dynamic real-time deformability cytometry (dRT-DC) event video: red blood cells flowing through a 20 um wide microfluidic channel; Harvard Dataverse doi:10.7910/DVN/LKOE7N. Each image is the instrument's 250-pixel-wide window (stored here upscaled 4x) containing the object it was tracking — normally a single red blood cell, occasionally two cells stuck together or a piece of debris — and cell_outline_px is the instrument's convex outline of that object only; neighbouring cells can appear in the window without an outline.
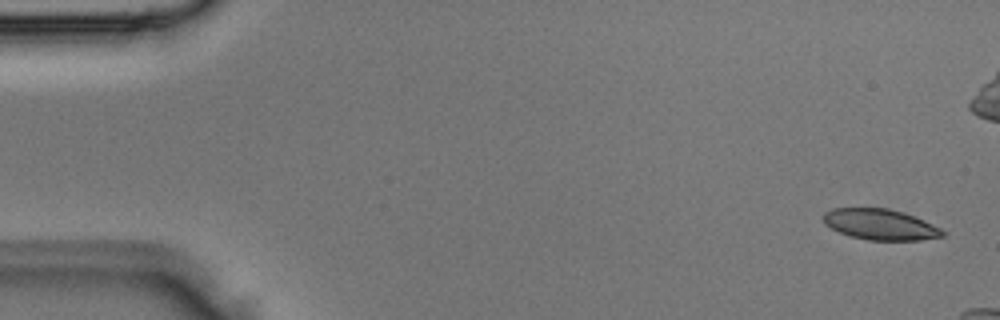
{"species": "Egyptian fruit bat (a non-hibernating species)", "species_latin": "Rousettus aegyptiacus", "temperature_condition": "room temperature", "stored_images_in_passage": 3, "camera_frame_rate_fps": 3000, "um_per_image_px": 0.085, "animal": {"sex": "male"}, "frame": {"image": 1, "passage_image": 1, "time_ms": 0.0, "image_size_px": [1000, 320], "cell_outline_px": [[944, 236], [920, 240], [868, 240], [848, 236], [824, 224], [824, 212], [832, 208], [888, 208], [904, 212], [924, 220], [940, 228], [944, 232]], "centroid_in_image_um": [74.81, 19.08], "position_along_channel_um": 10.2, "area_um2": 21.39}}